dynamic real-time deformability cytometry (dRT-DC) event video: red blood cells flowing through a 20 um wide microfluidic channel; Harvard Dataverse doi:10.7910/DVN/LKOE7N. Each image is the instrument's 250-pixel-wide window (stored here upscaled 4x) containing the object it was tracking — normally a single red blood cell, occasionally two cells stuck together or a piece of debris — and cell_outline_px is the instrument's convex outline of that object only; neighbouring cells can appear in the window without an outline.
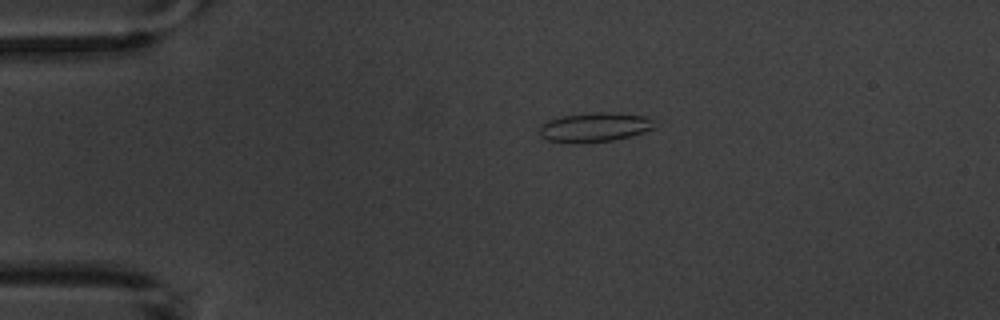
{"species": "common noctule bat (a hibernating species)", "species_latin": "Nyctalus noctula", "temperature_condition": "warm", "stored_images_in_passage": 5, "camera_frame_rate_fps": 3000, "um_per_image_px": 0.085, "animal": {"sex": "male", "body_mass_g": 20.1, "forearm_length_mm": 53.5}, "frame": {"image": 1, "passage_image": 2, "time_ms": 1.333, "image_size_px": [1000, 320], "cell_outline_px": [[656, 128], [644, 132], [612, 140], [548, 140], [540, 136], [540, 128], [548, 120], [564, 116], [592, 112], [604, 112], [644, 116], [652, 120]], "centroid_in_image_um": [50.6, 10.77], "position_along_channel_um": 34.4, "area_um2": 18.5}}
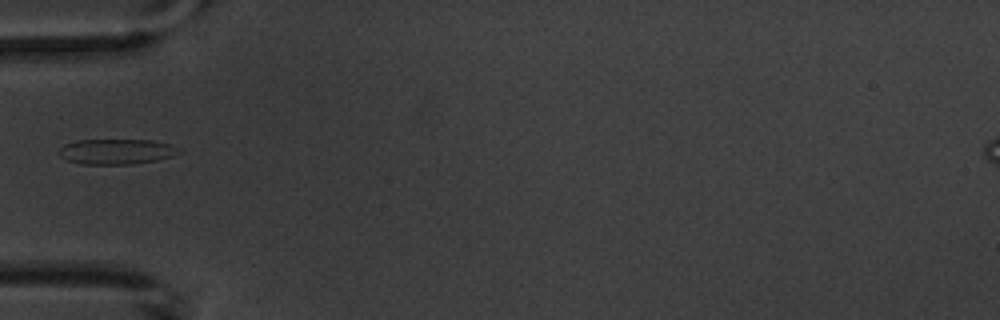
{"frame": {"image": 2, "passage_image": 4, "time_ms": 3.667, "image_size_px": [1000, 320], "cell_outline_px": [[184, 152], [172, 156], [156, 160], [132, 164], [80, 164], [68, 160], [60, 156], [60, 148], [64, 144], [76, 140], [152, 140], [172, 144], [180, 148]], "centroid_in_image_um": [9.95, 12.88], "position_along_channel_um": 75.0, "area_um2": 17.8}}
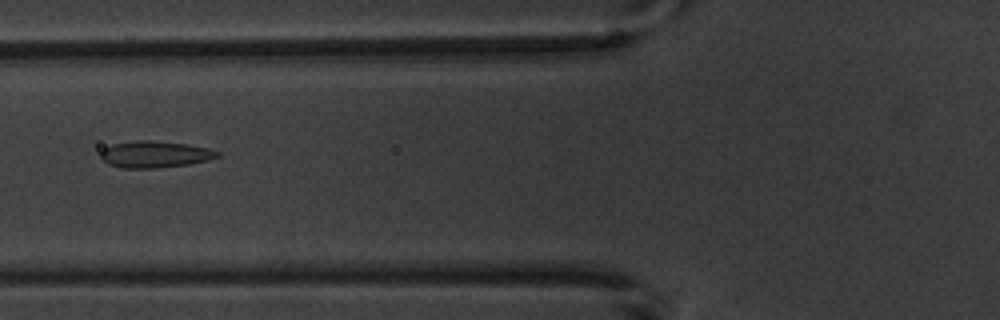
{"frame": {"image": 3, "passage_image": 5, "time_ms": 4.667, "image_size_px": [1000, 320], "cell_outline_px": [[220, 156], [208, 160], [188, 164], [156, 168], [120, 168], [108, 164], [100, 156], [100, 152], [104, 148], [112, 144], [136, 140], [148, 140], [188, 144], [208, 148], [220, 152]], "centroid_in_image_um": [13.15, 13.12], "position_along_channel_um": 112.6, "area_um2": 18.15}}